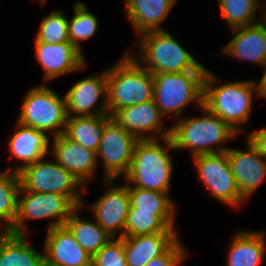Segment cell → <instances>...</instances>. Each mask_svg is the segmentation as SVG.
Masks as SVG:
<instances>
[{"label": "cell", "instance_id": "cell-1", "mask_svg": "<svg viewBox=\"0 0 266 266\" xmlns=\"http://www.w3.org/2000/svg\"><path fill=\"white\" fill-rule=\"evenodd\" d=\"M170 132L171 128L161 134L166 148L159 145L158 138L137 141L126 181L137 188L168 193L173 166L167 149H174Z\"/></svg>", "mask_w": 266, "mask_h": 266}, {"label": "cell", "instance_id": "cell-2", "mask_svg": "<svg viewBox=\"0 0 266 266\" xmlns=\"http://www.w3.org/2000/svg\"><path fill=\"white\" fill-rule=\"evenodd\" d=\"M154 78L127 54L107 71V105L112 117L118 110L153 99Z\"/></svg>", "mask_w": 266, "mask_h": 266}, {"label": "cell", "instance_id": "cell-3", "mask_svg": "<svg viewBox=\"0 0 266 266\" xmlns=\"http://www.w3.org/2000/svg\"><path fill=\"white\" fill-rule=\"evenodd\" d=\"M216 81L217 77L207 70L203 84V107L239 133L242 130L236 127V124L248 120L253 91H257V96L261 97L260 82H233L215 87Z\"/></svg>", "mask_w": 266, "mask_h": 266}, {"label": "cell", "instance_id": "cell-4", "mask_svg": "<svg viewBox=\"0 0 266 266\" xmlns=\"http://www.w3.org/2000/svg\"><path fill=\"white\" fill-rule=\"evenodd\" d=\"M207 113L202 118L182 119L175 126L170 127V138L174 149H191L193 157L200 154L226 152L228 147H218L237 135L229 124L217 115L202 107ZM215 146L216 149L212 145Z\"/></svg>", "mask_w": 266, "mask_h": 266}, {"label": "cell", "instance_id": "cell-5", "mask_svg": "<svg viewBox=\"0 0 266 266\" xmlns=\"http://www.w3.org/2000/svg\"><path fill=\"white\" fill-rule=\"evenodd\" d=\"M141 36V60L152 74L207 71L166 31H149Z\"/></svg>", "mask_w": 266, "mask_h": 266}, {"label": "cell", "instance_id": "cell-6", "mask_svg": "<svg viewBox=\"0 0 266 266\" xmlns=\"http://www.w3.org/2000/svg\"><path fill=\"white\" fill-rule=\"evenodd\" d=\"M207 71L152 74L153 99L162 115L173 113L178 119L185 105L195 101L203 107V84Z\"/></svg>", "mask_w": 266, "mask_h": 266}, {"label": "cell", "instance_id": "cell-7", "mask_svg": "<svg viewBox=\"0 0 266 266\" xmlns=\"http://www.w3.org/2000/svg\"><path fill=\"white\" fill-rule=\"evenodd\" d=\"M67 119L66 97L60 98L51 88L41 85L27 92L17 122L43 132H54L55 137L64 134Z\"/></svg>", "mask_w": 266, "mask_h": 266}, {"label": "cell", "instance_id": "cell-8", "mask_svg": "<svg viewBox=\"0 0 266 266\" xmlns=\"http://www.w3.org/2000/svg\"><path fill=\"white\" fill-rule=\"evenodd\" d=\"M26 193L18 196L17 214L10 233L25 235V220L57 218L51 222L48 229L62 226L69 219L74 210L81 208L69 196L56 193H37L31 191H19Z\"/></svg>", "mask_w": 266, "mask_h": 266}, {"label": "cell", "instance_id": "cell-9", "mask_svg": "<svg viewBox=\"0 0 266 266\" xmlns=\"http://www.w3.org/2000/svg\"><path fill=\"white\" fill-rule=\"evenodd\" d=\"M21 191L56 193L69 196L78 206H83L76 191L81 185L77 179L56 161H36L18 172Z\"/></svg>", "mask_w": 266, "mask_h": 266}, {"label": "cell", "instance_id": "cell-10", "mask_svg": "<svg viewBox=\"0 0 266 266\" xmlns=\"http://www.w3.org/2000/svg\"><path fill=\"white\" fill-rule=\"evenodd\" d=\"M137 141L112 117L105 123L96 158L101 156L104 161L106 185L113 183L119 175H127Z\"/></svg>", "mask_w": 266, "mask_h": 266}, {"label": "cell", "instance_id": "cell-11", "mask_svg": "<svg viewBox=\"0 0 266 266\" xmlns=\"http://www.w3.org/2000/svg\"><path fill=\"white\" fill-rule=\"evenodd\" d=\"M193 159L199 178L216 199L234 207L243 202L226 152L200 154Z\"/></svg>", "mask_w": 266, "mask_h": 266}, {"label": "cell", "instance_id": "cell-12", "mask_svg": "<svg viewBox=\"0 0 266 266\" xmlns=\"http://www.w3.org/2000/svg\"><path fill=\"white\" fill-rule=\"evenodd\" d=\"M228 160L241 197L247 199L266 176V157L248 141L246 151L228 148Z\"/></svg>", "mask_w": 266, "mask_h": 266}, {"label": "cell", "instance_id": "cell-13", "mask_svg": "<svg viewBox=\"0 0 266 266\" xmlns=\"http://www.w3.org/2000/svg\"><path fill=\"white\" fill-rule=\"evenodd\" d=\"M44 248L45 266H91L92 257L65 225L48 229Z\"/></svg>", "mask_w": 266, "mask_h": 266}, {"label": "cell", "instance_id": "cell-14", "mask_svg": "<svg viewBox=\"0 0 266 266\" xmlns=\"http://www.w3.org/2000/svg\"><path fill=\"white\" fill-rule=\"evenodd\" d=\"M103 95L104 106L95 108L97 100ZM66 106L68 117L76 116H95L108 114L107 105V71L99 76L87 77L78 81L66 93ZM94 112H91L92 109ZM91 112V113H90Z\"/></svg>", "mask_w": 266, "mask_h": 266}, {"label": "cell", "instance_id": "cell-15", "mask_svg": "<svg viewBox=\"0 0 266 266\" xmlns=\"http://www.w3.org/2000/svg\"><path fill=\"white\" fill-rule=\"evenodd\" d=\"M35 49L46 81L85 68V57L71 42H35Z\"/></svg>", "mask_w": 266, "mask_h": 266}, {"label": "cell", "instance_id": "cell-16", "mask_svg": "<svg viewBox=\"0 0 266 266\" xmlns=\"http://www.w3.org/2000/svg\"><path fill=\"white\" fill-rule=\"evenodd\" d=\"M130 207L128 185L112 187L94 205L91 210L99 226L112 238L116 230H123L119 238L125 237L126 218Z\"/></svg>", "mask_w": 266, "mask_h": 266}, {"label": "cell", "instance_id": "cell-17", "mask_svg": "<svg viewBox=\"0 0 266 266\" xmlns=\"http://www.w3.org/2000/svg\"><path fill=\"white\" fill-rule=\"evenodd\" d=\"M52 153L56 162L68 170L81 185L92 176L97 163L94 151L86 149L61 134L53 136Z\"/></svg>", "mask_w": 266, "mask_h": 266}, {"label": "cell", "instance_id": "cell-18", "mask_svg": "<svg viewBox=\"0 0 266 266\" xmlns=\"http://www.w3.org/2000/svg\"><path fill=\"white\" fill-rule=\"evenodd\" d=\"M176 232L121 237L129 266H144L164 254L177 240Z\"/></svg>", "mask_w": 266, "mask_h": 266}, {"label": "cell", "instance_id": "cell-19", "mask_svg": "<svg viewBox=\"0 0 266 266\" xmlns=\"http://www.w3.org/2000/svg\"><path fill=\"white\" fill-rule=\"evenodd\" d=\"M162 117L163 115L155 100L124 107L112 116L115 121L138 140L157 139L153 136L145 137L141 133L153 131L156 134V132L158 133V131L162 130Z\"/></svg>", "mask_w": 266, "mask_h": 266}, {"label": "cell", "instance_id": "cell-20", "mask_svg": "<svg viewBox=\"0 0 266 266\" xmlns=\"http://www.w3.org/2000/svg\"><path fill=\"white\" fill-rule=\"evenodd\" d=\"M235 36L222 48L224 53L258 63L266 69V32L257 22L232 29Z\"/></svg>", "mask_w": 266, "mask_h": 266}, {"label": "cell", "instance_id": "cell-21", "mask_svg": "<svg viewBox=\"0 0 266 266\" xmlns=\"http://www.w3.org/2000/svg\"><path fill=\"white\" fill-rule=\"evenodd\" d=\"M17 132L9 142L10 157L14 156L23 161L14 172L18 173L22 168L34 164L36 161L43 159L49 151V138L43 131L36 130L17 123Z\"/></svg>", "mask_w": 266, "mask_h": 266}, {"label": "cell", "instance_id": "cell-22", "mask_svg": "<svg viewBox=\"0 0 266 266\" xmlns=\"http://www.w3.org/2000/svg\"><path fill=\"white\" fill-rule=\"evenodd\" d=\"M130 23L138 34L163 30L159 24L165 20L177 0H125Z\"/></svg>", "mask_w": 266, "mask_h": 266}, {"label": "cell", "instance_id": "cell-23", "mask_svg": "<svg viewBox=\"0 0 266 266\" xmlns=\"http://www.w3.org/2000/svg\"><path fill=\"white\" fill-rule=\"evenodd\" d=\"M25 236L0 232V266H45L44 254L32 248Z\"/></svg>", "mask_w": 266, "mask_h": 266}, {"label": "cell", "instance_id": "cell-24", "mask_svg": "<svg viewBox=\"0 0 266 266\" xmlns=\"http://www.w3.org/2000/svg\"><path fill=\"white\" fill-rule=\"evenodd\" d=\"M109 114L68 117L64 135L86 149L97 152Z\"/></svg>", "mask_w": 266, "mask_h": 266}, {"label": "cell", "instance_id": "cell-25", "mask_svg": "<svg viewBox=\"0 0 266 266\" xmlns=\"http://www.w3.org/2000/svg\"><path fill=\"white\" fill-rule=\"evenodd\" d=\"M264 233L237 232L229 247L227 266H258L265 254Z\"/></svg>", "mask_w": 266, "mask_h": 266}, {"label": "cell", "instance_id": "cell-26", "mask_svg": "<svg viewBox=\"0 0 266 266\" xmlns=\"http://www.w3.org/2000/svg\"><path fill=\"white\" fill-rule=\"evenodd\" d=\"M74 210L65 226L76 242L92 257L113 238L99 224L82 220Z\"/></svg>", "mask_w": 266, "mask_h": 266}, {"label": "cell", "instance_id": "cell-27", "mask_svg": "<svg viewBox=\"0 0 266 266\" xmlns=\"http://www.w3.org/2000/svg\"><path fill=\"white\" fill-rule=\"evenodd\" d=\"M173 215H154V211H128L125 237L176 232Z\"/></svg>", "mask_w": 266, "mask_h": 266}, {"label": "cell", "instance_id": "cell-28", "mask_svg": "<svg viewBox=\"0 0 266 266\" xmlns=\"http://www.w3.org/2000/svg\"><path fill=\"white\" fill-rule=\"evenodd\" d=\"M129 211H154V215H174V201L168 193L137 188L128 184Z\"/></svg>", "mask_w": 266, "mask_h": 266}, {"label": "cell", "instance_id": "cell-29", "mask_svg": "<svg viewBox=\"0 0 266 266\" xmlns=\"http://www.w3.org/2000/svg\"><path fill=\"white\" fill-rule=\"evenodd\" d=\"M8 171L0 172V219L7 223L3 232L10 233L17 214L21 186L18 173Z\"/></svg>", "mask_w": 266, "mask_h": 266}, {"label": "cell", "instance_id": "cell-30", "mask_svg": "<svg viewBox=\"0 0 266 266\" xmlns=\"http://www.w3.org/2000/svg\"><path fill=\"white\" fill-rule=\"evenodd\" d=\"M222 16L231 29L252 25L259 0H218ZM253 20V21H252Z\"/></svg>", "mask_w": 266, "mask_h": 266}, {"label": "cell", "instance_id": "cell-31", "mask_svg": "<svg viewBox=\"0 0 266 266\" xmlns=\"http://www.w3.org/2000/svg\"><path fill=\"white\" fill-rule=\"evenodd\" d=\"M74 12L73 18L68 20L69 41L82 53L79 41L94 36L98 20L81 2L75 3Z\"/></svg>", "mask_w": 266, "mask_h": 266}, {"label": "cell", "instance_id": "cell-32", "mask_svg": "<svg viewBox=\"0 0 266 266\" xmlns=\"http://www.w3.org/2000/svg\"><path fill=\"white\" fill-rule=\"evenodd\" d=\"M35 42L50 44L70 42L68 19L62 14L61 10L53 11L43 19Z\"/></svg>", "mask_w": 266, "mask_h": 266}, {"label": "cell", "instance_id": "cell-33", "mask_svg": "<svg viewBox=\"0 0 266 266\" xmlns=\"http://www.w3.org/2000/svg\"><path fill=\"white\" fill-rule=\"evenodd\" d=\"M91 266H129L123 241L113 238L92 256Z\"/></svg>", "mask_w": 266, "mask_h": 266}, {"label": "cell", "instance_id": "cell-34", "mask_svg": "<svg viewBox=\"0 0 266 266\" xmlns=\"http://www.w3.org/2000/svg\"><path fill=\"white\" fill-rule=\"evenodd\" d=\"M186 252L177 240L164 254L153 258L144 266H178L185 258Z\"/></svg>", "mask_w": 266, "mask_h": 266}, {"label": "cell", "instance_id": "cell-35", "mask_svg": "<svg viewBox=\"0 0 266 266\" xmlns=\"http://www.w3.org/2000/svg\"><path fill=\"white\" fill-rule=\"evenodd\" d=\"M247 141L266 157V128L254 131L247 136Z\"/></svg>", "mask_w": 266, "mask_h": 266}, {"label": "cell", "instance_id": "cell-36", "mask_svg": "<svg viewBox=\"0 0 266 266\" xmlns=\"http://www.w3.org/2000/svg\"><path fill=\"white\" fill-rule=\"evenodd\" d=\"M263 77L260 80V86H261V96L266 97V69L263 72Z\"/></svg>", "mask_w": 266, "mask_h": 266}, {"label": "cell", "instance_id": "cell-37", "mask_svg": "<svg viewBox=\"0 0 266 266\" xmlns=\"http://www.w3.org/2000/svg\"><path fill=\"white\" fill-rule=\"evenodd\" d=\"M265 11H266V5H265ZM265 15L263 16L264 17V20H263V22H258L262 27H263V29L265 30V32H266V12L264 13Z\"/></svg>", "mask_w": 266, "mask_h": 266}]
</instances>
